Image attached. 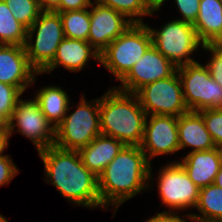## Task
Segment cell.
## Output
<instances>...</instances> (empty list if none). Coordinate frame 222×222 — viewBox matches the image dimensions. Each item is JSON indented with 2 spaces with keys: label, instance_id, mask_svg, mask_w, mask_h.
<instances>
[{
  "label": "cell",
  "instance_id": "1",
  "mask_svg": "<svg viewBox=\"0 0 222 222\" xmlns=\"http://www.w3.org/2000/svg\"><path fill=\"white\" fill-rule=\"evenodd\" d=\"M45 166L48 183L52 182L61 195L74 204L102 208L98 191V177L83 165L77 150H66L55 145L39 151Z\"/></svg>",
  "mask_w": 222,
  "mask_h": 222
},
{
  "label": "cell",
  "instance_id": "2",
  "mask_svg": "<svg viewBox=\"0 0 222 222\" xmlns=\"http://www.w3.org/2000/svg\"><path fill=\"white\" fill-rule=\"evenodd\" d=\"M151 163L140 146L126 145L98 177L102 207L119 206L140 191L147 189ZM146 183V184H145Z\"/></svg>",
  "mask_w": 222,
  "mask_h": 222
},
{
  "label": "cell",
  "instance_id": "3",
  "mask_svg": "<svg viewBox=\"0 0 222 222\" xmlns=\"http://www.w3.org/2000/svg\"><path fill=\"white\" fill-rule=\"evenodd\" d=\"M99 114L101 134L140 146L147 114L134 93L113 87L99 98Z\"/></svg>",
  "mask_w": 222,
  "mask_h": 222
},
{
  "label": "cell",
  "instance_id": "4",
  "mask_svg": "<svg viewBox=\"0 0 222 222\" xmlns=\"http://www.w3.org/2000/svg\"><path fill=\"white\" fill-rule=\"evenodd\" d=\"M151 45L148 26L132 23L100 53L99 62L120 81Z\"/></svg>",
  "mask_w": 222,
  "mask_h": 222
},
{
  "label": "cell",
  "instance_id": "5",
  "mask_svg": "<svg viewBox=\"0 0 222 222\" xmlns=\"http://www.w3.org/2000/svg\"><path fill=\"white\" fill-rule=\"evenodd\" d=\"M91 102L92 105L82 96L78 108L65 115L55 128V146L78 151L101 134L99 99Z\"/></svg>",
  "mask_w": 222,
  "mask_h": 222
},
{
  "label": "cell",
  "instance_id": "6",
  "mask_svg": "<svg viewBox=\"0 0 222 222\" xmlns=\"http://www.w3.org/2000/svg\"><path fill=\"white\" fill-rule=\"evenodd\" d=\"M36 32L35 43L31 44ZM65 38L58 12L42 11L27 29L25 50L30 66L40 74L55 57L60 42Z\"/></svg>",
  "mask_w": 222,
  "mask_h": 222
},
{
  "label": "cell",
  "instance_id": "7",
  "mask_svg": "<svg viewBox=\"0 0 222 222\" xmlns=\"http://www.w3.org/2000/svg\"><path fill=\"white\" fill-rule=\"evenodd\" d=\"M189 111L222 109V86L212 79L206 66L197 61L177 67Z\"/></svg>",
  "mask_w": 222,
  "mask_h": 222
},
{
  "label": "cell",
  "instance_id": "8",
  "mask_svg": "<svg viewBox=\"0 0 222 222\" xmlns=\"http://www.w3.org/2000/svg\"><path fill=\"white\" fill-rule=\"evenodd\" d=\"M148 29L152 45L176 67L196 62L189 56L199 45L204 44L198 38L193 24L178 19L167 23L160 31L150 26Z\"/></svg>",
  "mask_w": 222,
  "mask_h": 222
},
{
  "label": "cell",
  "instance_id": "9",
  "mask_svg": "<svg viewBox=\"0 0 222 222\" xmlns=\"http://www.w3.org/2000/svg\"><path fill=\"white\" fill-rule=\"evenodd\" d=\"M134 94L147 116L151 114L179 117L189 112L177 71L166 79L144 85Z\"/></svg>",
  "mask_w": 222,
  "mask_h": 222
},
{
  "label": "cell",
  "instance_id": "10",
  "mask_svg": "<svg viewBox=\"0 0 222 222\" xmlns=\"http://www.w3.org/2000/svg\"><path fill=\"white\" fill-rule=\"evenodd\" d=\"M51 125L36 98L28 101L18 100L9 120V135L11 136L14 127L18 126V132L32 140L39 152L55 143V127Z\"/></svg>",
  "mask_w": 222,
  "mask_h": 222
},
{
  "label": "cell",
  "instance_id": "11",
  "mask_svg": "<svg viewBox=\"0 0 222 222\" xmlns=\"http://www.w3.org/2000/svg\"><path fill=\"white\" fill-rule=\"evenodd\" d=\"M158 179V190L163 204L172 210L196 208L200 188L192 182L179 161L161 169Z\"/></svg>",
  "mask_w": 222,
  "mask_h": 222
},
{
  "label": "cell",
  "instance_id": "12",
  "mask_svg": "<svg viewBox=\"0 0 222 222\" xmlns=\"http://www.w3.org/2000/svg\"><path fill=\"white\" fill-rule=\"evenodd\" d=\"M177 71V67L151 45L137 63L120 80L118 90L135 93L146 84L166 79ZM121 88V89H120Z\"/></svg>",
  "mask_w": 222,
  "mask_h": 222
},
{
  "label": "cell",
  "instance_id": "13",
  "mask_svg": "<svg viewBox=\"0 0 222 222\" xmlns=\"http://www.w3.org/2000/svg\"><path fill=\"white\" fill-rule=\"evenodd\" d=\"M146 117L143 138L140 144L147 160L154 156L179 151L177 117L170 115H151ZM147 152L150 153L147 155Z\"/></svg>",
  "mask_w": 222,
  "mask_h": 222
},
{
  "label": "cell",
  "instance_id": "14",
  "mask_svg": "<svg viewBox=\"0 0 222 222\" xmlns=\"http://www.w3.org/2000/svg\"><path fill=\"white\" fill-rule=\"evenodd\" d=\"M94 2L90 5V31L88 42L101 53L111 42L119 37L131 24L130 19L116 10Z\"/></svg>",
  "mask_w": 222,
  "mask_h": 222
},
{
  "label": "cell",
  "instance_id": "15",
  "mask_svg": "<svg viewBox=\"0 0 222 222\" xmlns=\"http://www.w3.org/2000/svg\"><path fill=\"white\" fill-rule=\"evenodd\" d=\"M35 74L38 75L28 62L25 46L0 44V82L24 92Z\"/></svg>",
  "mask_w": 222,
  "mask_h": 222
},
{
  "label": "cell",
  "instance_id": "16",
  "mask_svg": "<svg viewBox=\"0 0 222 222\" xmlns=\"http://www.w3.org/2000/svg\"><path fill=\"white\" fill-rule=\"evenodd\" d=\"M192 182L199 188L214 183L222 165V149L190 152L179 162Z\"/></svg>",
  "mask_w": 222,
  "mask_h": 222
},
{
  "label": "cell",
  "instance_id": "17",
  "mask_svg": "<svg viewBox=\"0 0 222 222\" xmlns=\"http://www.w3.org/2000/svg\"><path fill=\"white\" fill-rule=\"evenodd\" d=\"M91 57L100 60V53L89 42L65 37L60 42L53 61L41 73H51L59 65L76 72L81 70Z\"/></svg>",
  "mask_w": 222,
  "mask_h": 222
},
{
  "label": "cell",
  "instance_id": "18",
  "mask_svg": "<svg viewBox=\"0 0 222 222\" xmlns=\"http://www.w3.org/2000/svg\"><path fill=\"white\" fill-rule=\"evenodd\" d=\"M126 145L113 137L98 135L87 146L78 150L84 166L96 177L103 172L108 164Z\"/></svg>",
  "mask_w": 222,
  "mask_h": 222
},
{
  "label": "cell",
  "instance_id": "19",
  "mask_svg": "<svg viewBox=\"0 0 222 222\" xmlns=\"http://www.w3.org/2000/svg\"><path fill=\"white\" fill-rule=\"evenodd\" d=\"M179 149L192 147L191 152L215 148L203 117L198 112L189 111L177 117Z\"/></svg>",
  "mask_w": 222,
  "mask_h": 222
},
{
  "label": "cell",
  "instance_id": "20",
  "mask_svg": "<svg viewBox=\"0 0 222 222\" xmlns=\"http://www.w3.org/2000/svg\"><path fill=\"white\" fill-rule=\"evenodd\" d=\"M193 26L204 45L222 46V3L219 0H200L198 17Z\"/></svg>",
  "mask_w": 222,
  "mask_h": 222
},
{
  "label": "cell",
  "instance_id": "21",
  "mask_svg": "<svg viewBox=\"0 0 222 222\" xmlns=\"http://www.w3.org/2000/svg\"><path fill=\"white\" fill-rule=\"evenodd\" d=\"M35 98L38 100L42 113L56 128L69 110L67 93L59 87L49 86L42 88Z\"/></svg>",
  "mask_w": 222,
  "mask_h": 222
},
{
  "label": "cell",
  "instance_id": "22",
  "mask_svg": "<svg viewBox=\"0 0 222 222\" xmlns=\"http://www.w3.org/2000/svg\"><path fill=\"white\" fill-rule=\"evenodd\" d=\"M196 208L201 216L187 214L189 219L197 222H222V188L214 183L200 188Z\"/></svg>",
  "mask_w": 222,
  "mask_h": 222
},
{
  "label": "cell",
  "instance_id": "23",
  "mask_svg": "<svg viewBox=\"0 0 222 222\" xmlns=\"http://www.w3.org/2000/svg\"><path fill=\"white\" fill-rule=\"evenodd\" d=\"M27 28L12 15L4 0H0V44L25 46Z\"/></svg>",
  "mask_w": 222,
  "mask_h": 222
},
{
  "label": "cell",
  "instance_id": "24",
  "mask_svg": "<svg viewBox=\"0 0 222 222\" xmlns=\"http://www.w3.org/2000/svg\"><path fill=\"white\" fill-rule=\"evenodd\" d=\"M58 13L62 21L65 37L88 42L90 11L87 9H81Z\"/></svg>",
  "mask_w": 222,
  "mask_h": 222
},
{
  "label": "cell",
  "instance_id": "25",
  "mask_svg": "<svg viewBox=\"0 0 222 222\" xmlns=\"http://www.w3.org/2000/svg\"><path fill=\"white\" fill-rule=\"evenodd\" d=\"M95 2L116 10L125 17L130 18L132 23H143L139 18L140 16L152 15L143 0H95Z\"/></svg>",
  "mask_w": 222,
  "mask_h": 222
},
{
  "label": "cell",
  "instance_id": "26",
  "mask_svg": "<svg viewBox=\"0 0 222 222\" xmlns=\"http://www.w3.org/2000/svg\"><path fill=\"white\" fill-rule=\"evenodd\" d=\"M15 19L27 29L42 12L38 0H4Z\"/></svg>",
  "mask_w": 222,
  "mask_h": 222
},
{
  "label": "cell",
  "instance_id": "27",
  "mask_svg": "<svg viewBox=\"0 0 222 222\" xmlns=\"http://www.w3.org/2000/svg\"><path fill=\"white\" fill-rule=\"evenodd\" d=\"M217 148L222 149V109H204L198 112Z\"/></svg>",
  "mask_w": 222,
  "mask_h": 222
},
{
  "label": "cell",
  "instance_id": "28",
  "mask_svg": "<svg viewBox=\"0 0 222 222\" xmlns=\"http://www.w3.org/2000/svg\"><path fill=\"white\" fill-rule=\"evenodd\" d=\"M22 94L17 87L0 82V114L10 120Z\"/></svg>",
  "mask_w": 222,
  "mask_h": 222
},
{
  "label": "cell",
  "instance_id": "29",
  "mask_svg": "<svg viewBox=\"0 0 222 222\" xmlns=\"http://www.w3.org/2000/svg\"><path fill=\"white\" fill-rule=\"evenodd\" d=\"M211 52L210 62L206 64L212 79L222 86V46L217 44H205L202 46Z\"/></svg>",
  "mask_w": 222,
  "mask_h": 222
},
{
  "label": "cell",
  "instance_id": "30",
  "mask_svg": "<svg viewBox=\"0 0 222 222\" xmlns=\"http://www.w3.org/2000/svg\"><path fill=\"white\" fill-rule=\"evenodd\" d=\"M175 2L183 16L180 20L194 24L198 17L200 0H175Z\"/></svg>",
  "mask_w": 222,
  "mask_h": 222
},
{
  "label": "cell",
  "instance_id": "31",
  "mask_svg": "<svg viewBox=\"0 0 222 222\" xmlns=\"http://www.w3.org/2000/svg\"><path fill=\"white\" fill-rule=\"evenodd\" d=\"M18 169L8 155H0V186L9 184L17 175Z\"/></svg>",
  "mask_w": 222,
  "mask_h": 222
},
{
  "label": "cell",
  "instance_id": "32",
  "mask_svg": "<svg viewBox=\"0 0 222 222\" xmlns=\"http://www.w3.org/2000/svg\"><path fill=\"white\" fill-rule=\"evenodd\" d=\"M91 4H92L91 0H59V6L54 11L64 12V11L88 9L90 8Z\"/></svg>",
  "mask_w": 222,
  "mask_h": 222
},
{
  "label": "cell",
  "instance_id": "33",
  "mask_svg": "<svg viewBox=\"0 0 222 222\" xmlns=\"http://www.w3.org/2000/svg\"><path fill=\"white\" fill-rule=\"evenodd\" d=\"M146 222H186L180 216L175 215L174 212L171 213L163 211L162 213H157L156 216L148 219Z\"/></svg>",
  "mask_w": 222,
  "mask_h": 222
},
{
  "label": "cell",
  "instance_id": "34",
  "mask_svg": "<svg viewBox=\"0 0 222 222\" xmlns=\"http://www.w3.org/2000/svg\"><path fill=\"white\" fill-rule=\"evenodd\" d=\"M42 11H54L59 6V0H38Z\"/></svg>",
  "mask_w": 222,
  "mask_h": 222
},
{
  "label": "cell",
  "instance_id": "35",
  "mask_svg": "<svg viewBox=\"0 0 222 222\" xmlns=\"http://www.w3.org/2000/svg\"><path fill=\"white\" fill-rule=\"evenodd\" d=\"M143 2L148 10L153 13V11H159V8L165 2V0H143Z\"/></svg>",
  "mask_w": 222,
  "mask_h": 222
},
{
  "label": "cell",
  "instance_id": "36",
  "mask_svg": "<svg viewBox=\"0 0 222 222\" xmlns=\"http://www.w3.org/2000/svg\"><path fill=\"white\" fill-rule=\"evenodd\" d=\"M9 137V131H0V155L4 152L5 148L8 147Z\"/></svg>",
  "mask_w": 222,
  "mask_h": 222
},
{
  "label": "cell",
  "instance_id": "37",
  "mask_svg": "<svg viewBox=\"0 0 222 222\" xmlns=\"http://www.w3.org/2000/svg\"><path fill=\"white\" fill-rule=\"evenodd\" d=\"M0 131H9V120L0 114Z\"/></svg>",
  "mask_w": 222,
  "mask_h": 222
},
{
  "label": "cell",
  "instance_id": "38",
  "mask_svg": "<svg viewBox=\"0 0 222 222\" xmlns=\"http://www.w3.org/2000/svg\"><path fill=\"white\" fill-rule=\"evenodd\" d=\"M214 184L220 188H222V165L219 172L216 174Z\"/></svg>",
  "mask_w": 222,
  "mask_h": 222
},
{
  "label": "cell",
  "instance_id": "39",
  "mask_svg": "<svg viewBox=\"0 0 222 222\" xmlns=\"http://www.w3.org/2000/svg\"><path fill=\"white\" fill-rule=\"evenodd\" d=\"M0 222H8L5 217L0 214Z\"/></svg>",
  "mask_w": 222,
  "mask_h": 222
}]
</instances>
